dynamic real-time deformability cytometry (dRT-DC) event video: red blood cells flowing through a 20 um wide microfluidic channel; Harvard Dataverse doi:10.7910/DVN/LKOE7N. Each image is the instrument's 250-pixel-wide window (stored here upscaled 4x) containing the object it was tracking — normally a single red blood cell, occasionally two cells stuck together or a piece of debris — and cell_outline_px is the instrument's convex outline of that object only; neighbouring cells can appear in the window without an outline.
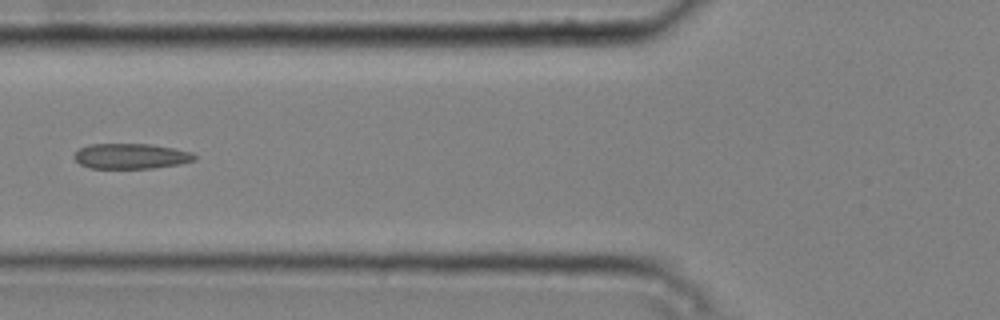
{"species": "common noctule bat (a hibernating species)", "species_latin": "Nyctalus noctula", "temperature_condition": "cold", "stored_images_in_passage": 6, "camera_frame_rate_fps": 3000, "um_per_image_px": 0.085, "animal": {"sex": "male", "body_mass_g": 20.4}, "frame": {"image": 1, "passage_image": 6, "time_ms": 1.667, "image_size_px": [1000, 320], "cell_outline_px": [[196, 160], [180, 164], [152, 168], [92, 168], [80, 164], [72, 156], [80, 148], [88, 144], [148, 144], [176, 148], [192, 152], [196, 156]], "centroid_in_image_um": [11.15, 13.27], "position_along_channel_um": 114.6, "area_um2": 17.8}}